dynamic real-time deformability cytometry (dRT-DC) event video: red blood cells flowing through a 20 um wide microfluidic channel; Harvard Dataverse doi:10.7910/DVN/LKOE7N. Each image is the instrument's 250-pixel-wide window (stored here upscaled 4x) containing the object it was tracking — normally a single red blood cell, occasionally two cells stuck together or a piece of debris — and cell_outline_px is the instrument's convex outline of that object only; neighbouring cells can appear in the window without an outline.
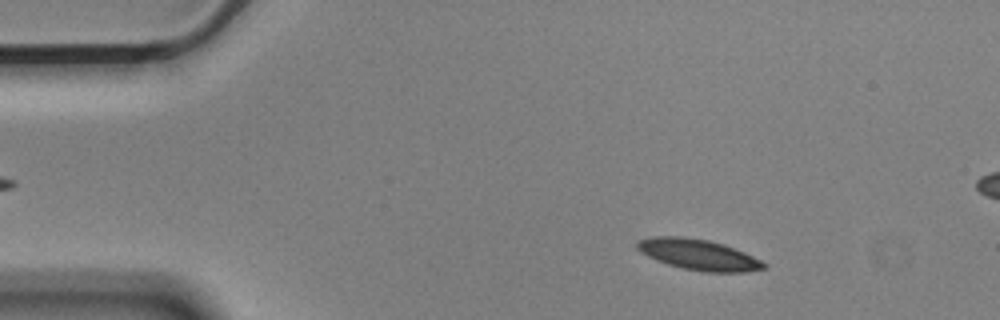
{"species": "Egyptian fruit bat (a non-hibernating species)", "species_latin": "Rousettus aegyptiacus", "temperature_condition": "cold", "stored_images_in_passage": 51, "camera_frame_rate_fps": 3000, "um_per_image_px": 0.085, "animal": {"sex": "male"}, "frame": {"image": 1, "passage_image": 7, "time_ms": 2.0, "image_size_px": [1000, 320], "cell_outline_px": [[768, 264], [764, 268], [744, 272], [704, 272], [684, 268], [668, 264], [656, 260], [640, 252], [636, 248], [636, 240], [656, 236], [680, 236], [708, 240], [724, 244], [744, 252]], "centroid_in_image_um": [59.34, 21.63], "position_along_channel_um": 25.7, "area_um2": 22.6}}
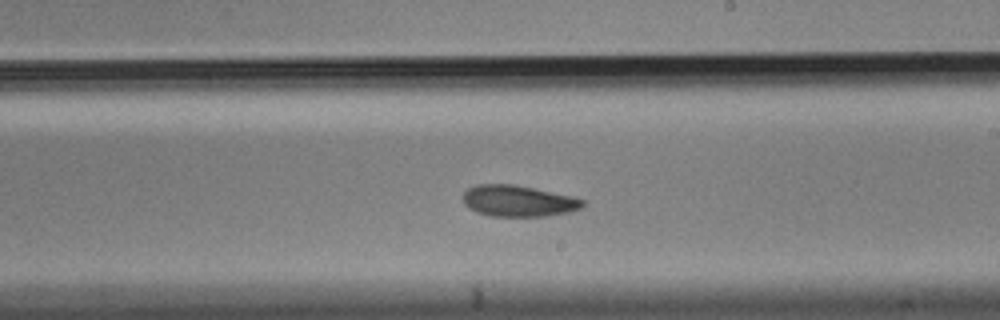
{"frame": {"image": 2, "passage_image": 31, "time_ms": 10.0, "image_size_px": [1000, 320], "cell_outline_px": [[584, 204], [580, 208], [568, 212], [548, 216], [492, 216], [476, 212], [468, 208], [464, 204], [464, 192], [468, 188], [476, 184], [516, 184], [572, 196], [584, 200]], "centroid_in_image_um": [44.03, 17.07], "position_along_channel_um": 245.0, "area_um2": 21.85}}
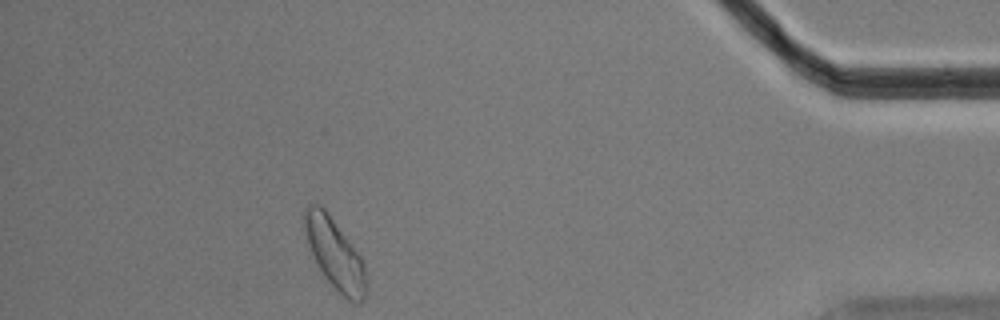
{"frame": {"image": 3, "passage_image": 49, "time_ms": 16.0, "image_size_px": [1000, 320], "cell_outline_px": [[368, 292], [364, 300], [360, 304], [348, 300], [324, 276], [312, 252], [304, 228], [304, 208], [308, 204], [320, 204], [328, 212], [360, 256], [364, 264], [368, 288]], "centroid_in_image_um": [28.5, 21.59], "position_along_channel_um": 406.7, "area_um2": 24.91}, "authors_computed_cell_mechanics": {"area_um2": 22.5998, "velocity_mm_per_s": 3.5507, "shape_relaxation_time_tau1_ms": 5.366, "shape_relaxation_time_tau2_ms": 4.8267, "deformation_change_tau1": 0.1226, "deformation_change_tau2": 0.0981}}